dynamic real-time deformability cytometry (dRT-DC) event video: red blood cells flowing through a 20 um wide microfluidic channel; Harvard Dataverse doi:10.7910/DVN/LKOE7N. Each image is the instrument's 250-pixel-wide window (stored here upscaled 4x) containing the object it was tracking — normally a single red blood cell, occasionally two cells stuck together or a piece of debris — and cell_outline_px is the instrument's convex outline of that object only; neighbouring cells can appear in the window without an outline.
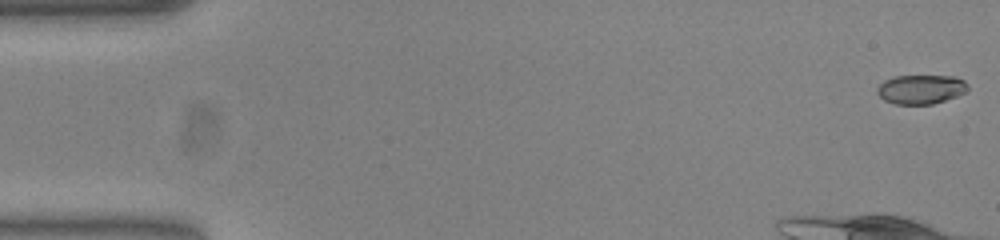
{"species": "common noctule bat (a hibernating species)", "species_latin": "Nyctalus noctula", "temperature_condition": "warm", "stored_images_in_passage": 16, "camera_frame_rate_fps": 3000, "um_per_image_px": 0.085, "animal": {"sex": "female", "body_mass_g": 23.0, "forearm_length_mm": 53.4}, "frame": {"image": 1, "passage_image": 1, "time_ms": 0.0, "image_size_px": [1000, 240], "cell_outline_px": [[968, 88], [964, 92], [956, 96], [932, 104], [896, 104], [884, 100], [876, 92], [876, 88], [884, 80], [896, 76], [956, 76], [964, 80], [968, 84]], "centroid_in_image_um": [78.27, 7.58], "position_along_channel_um": 6.7, "area_um2": 15.37}}